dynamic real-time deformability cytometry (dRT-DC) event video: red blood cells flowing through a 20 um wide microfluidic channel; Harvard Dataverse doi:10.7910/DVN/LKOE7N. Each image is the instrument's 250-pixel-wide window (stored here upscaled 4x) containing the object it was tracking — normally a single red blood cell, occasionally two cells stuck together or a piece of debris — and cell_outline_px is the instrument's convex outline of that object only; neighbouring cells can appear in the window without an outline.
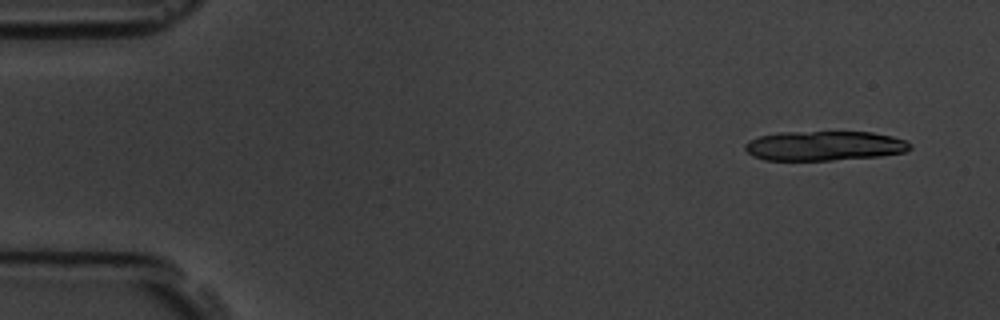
{"species": "common noctule bat (a hibernating species)", "species_latin": "Nyctalus noctula", "temperature_condition": "room temperature", "stored_images_in_passage": 4, "camera_frame_rate_fps": 3000, "um_per_image_px": 0.085, "animal": {"sex": "male", "body_mass_g": 19.5, "forearm_length_mm": 54.6}, "frame": {"image": 1, "passage_image": 1, "time_ms": 0.0, "image_size_px": [1000, 320], "cell_outline_px": [[912, 148], [904, 152], [880, 156], [832, 160], [764, 160], [752, 156], [744, 148], [744, 144], [748, 140], [760, 136], [780, 132], [872, 132], [892, 136], [904, 140], [912, 144]], "centroid_in_image_um": [70.06, 12.39], "position_along_channel_um": 14.9, "area_um2": 28.55}}